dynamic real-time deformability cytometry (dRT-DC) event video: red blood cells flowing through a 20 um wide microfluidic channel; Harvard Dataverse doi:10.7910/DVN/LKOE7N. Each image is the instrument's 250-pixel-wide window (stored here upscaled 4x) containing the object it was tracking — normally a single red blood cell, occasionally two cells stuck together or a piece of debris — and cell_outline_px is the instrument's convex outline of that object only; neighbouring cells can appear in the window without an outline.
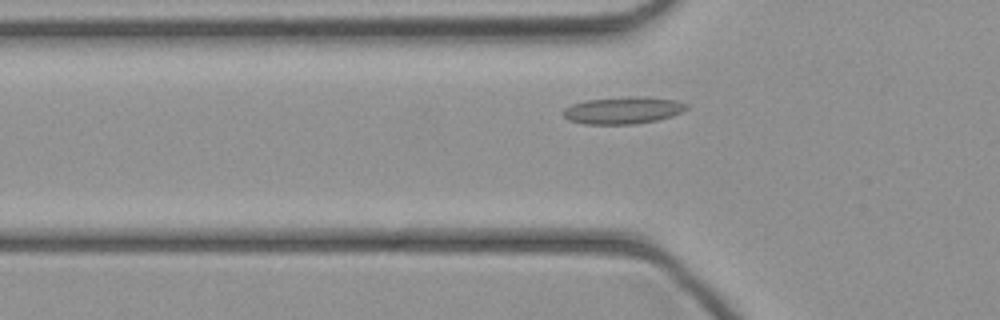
{"species": "common noctule bat (a hibernating species)", "species_latin": "Nyctalus noctula", "temperature_condition": "cold", "stored_images_in_passage": 33, "camera_frame_rate_fps": 3000, "um_per_image_px": 0.085, "animal": {"sex": "female", "body_mass_g": 21.9}, "frame": {"image": 1, "passage_image": 8, "time_ms": 2.333, "image_size_px": [1000, 320], "cell_outline_px": [[688, 108], [672, 116], [656, 120], [636, 124], [584, 124], [568, 120], [564, 116], [564, 108], [572, 104], [584, 100], [632, 96], [644, 96], [676, 100], [688, 104]], "centroid_in_image_um": [52.96, 9.37], "position_along_channel_um": 72.8, "area_um2": 19.54}}
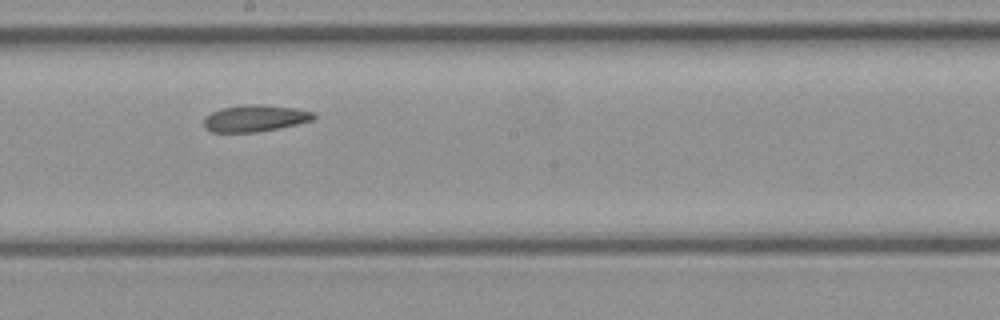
{"frame": {"image": 2, "passage_image": 18, "time_ms": 5.667, "image_size_px": [1000, 320], "cell_outline_px": [[316, 120], [256, 132], [212, 132], [204, 128], [204, 120], [212, 112], [224, 108], [256, 104], [264, 104], [296, 108], [316, 112]], "centroid_in_image_um": [21.75, 10.05], "position_along_channel_um": 226.5, "area_um2": 16.94}}
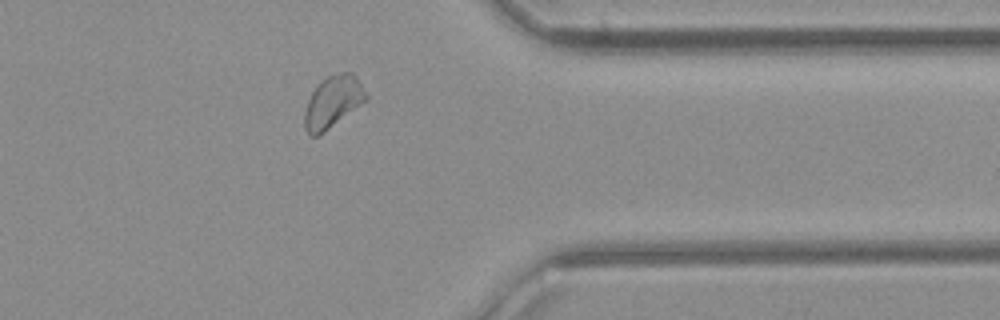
{"frame": {"image": 3, "passage_image": 29, "time_ms": 9.333, "image_size_px": [1000, 320], "cell_outline_px": [[368, 100], [324, 132], [316, 136], [308, 136], [304, 128], [304, 112], [308, 100], [312, 92], [328, 76], [344, 72], [352, 72], [356, 76], [368, 96]], "centroid_in_image_um": [28.3, 8.69], "position_along_channel_um": 383.1, "area_um2": 18.44}}